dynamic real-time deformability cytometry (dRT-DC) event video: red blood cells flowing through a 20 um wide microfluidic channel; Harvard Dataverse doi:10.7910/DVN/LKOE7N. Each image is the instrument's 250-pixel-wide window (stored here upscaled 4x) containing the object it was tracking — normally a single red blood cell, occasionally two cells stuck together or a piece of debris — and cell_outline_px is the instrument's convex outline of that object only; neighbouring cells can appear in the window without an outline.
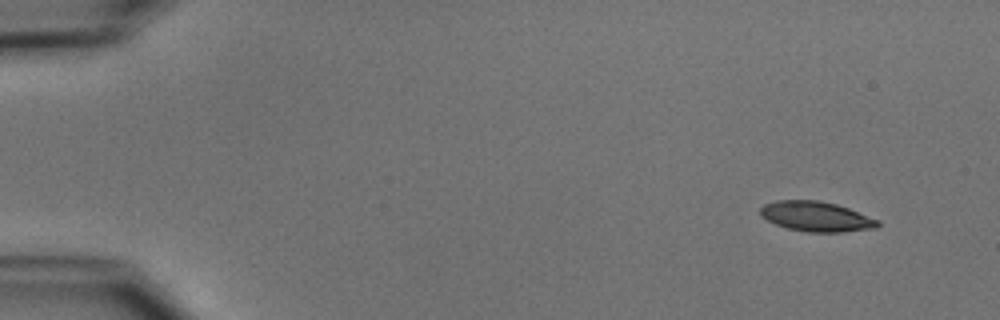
{"species": "common noctule bat (a hibernating species)", "species_latin": "Nyctalus noctula", "temperature_condition": "cold", "stored_images_in_passage": 48, "camera_frame_rate_fps": 3000, "um_per_image_px": 0.085, "animal": {"sex": "male", "body_mass_g": 15.6}, "frame": {"image": 1, "passage_image": 1, "time_ms": 0.0, "image_size_px": [1000, 320], "cell_outline_px": [[880, 224], [876, 228], [844, 232], [804, 232], [788, 228], [776, 224], [760, 216], [760, 208], [764, 204], [776, 200], [820, 200], [836, 204], [848, 208], [880, 220]], "centroid_in_image_um": [69.39, 18.4], "position_along_channel_um": 15.6, "area_um2": 20.63}}
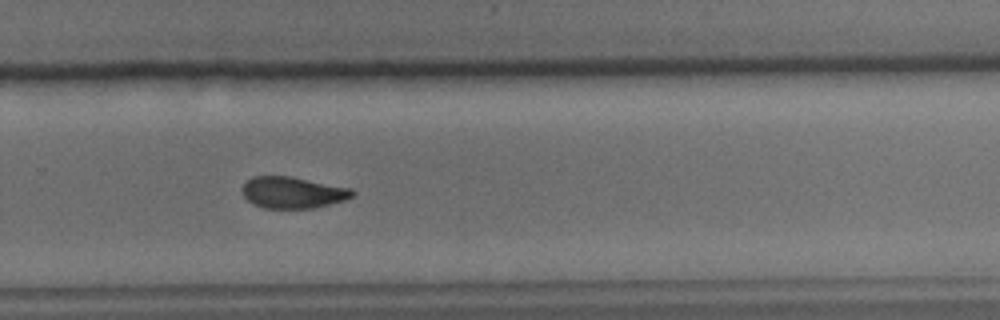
{"frame": {"image": 2, "passage_image": 32, "time_ms": 10.333, "image_size_px": [1000, 320], "cell_outline_px": [[356, 192], [352, 196], [344, 200], [312, 208], [264, 208], [252, 204], [240, 192], [240, 188], [252, 176], [292, 176], [352, 188]], "centroid_in_image_um": [24.85, 16.35], "position_along_channel_um": 304.9, "area_um2": 20.35}}
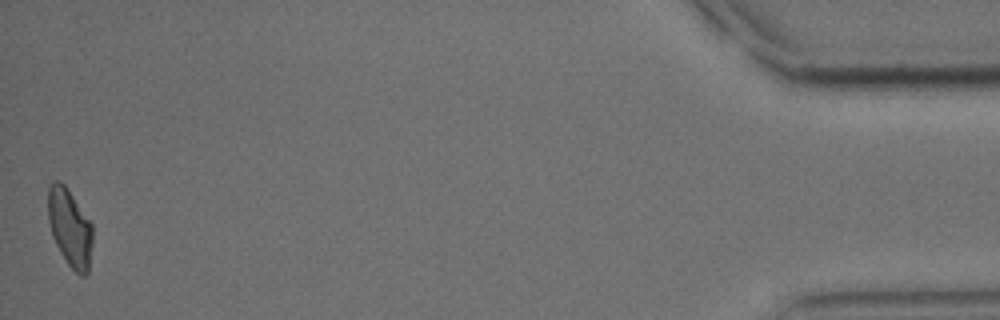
{"frame": {"image": 3, "passage_image": 48, "time_ms": 15.667, "image_size_px": [1000, 320], "cell_outline_px": [[92, 244], [88, 272], [84, 276], [80, 276], [68, 264], [60, 252], [52, 236], [48, 220], [48, 188], [56, 180], [60, 180], [64, 184], [92, 224]], "centroid_in_image_um": [5.93, 19.37], "position_along_channel_um": 429.3, "area_um2": 20.0}, "authors_computed_cell_mechanics": {"area_um2": 21.0103, "velocity_mm_per_s": 3.927, "shape_relaxation_time_tau1_ms": 4.4018, "shape_relaxation_time_tau2_ms": 2.3706, "deformation_change_tau1": 0.1399, "deformation_change_tau2": 0.0791}}